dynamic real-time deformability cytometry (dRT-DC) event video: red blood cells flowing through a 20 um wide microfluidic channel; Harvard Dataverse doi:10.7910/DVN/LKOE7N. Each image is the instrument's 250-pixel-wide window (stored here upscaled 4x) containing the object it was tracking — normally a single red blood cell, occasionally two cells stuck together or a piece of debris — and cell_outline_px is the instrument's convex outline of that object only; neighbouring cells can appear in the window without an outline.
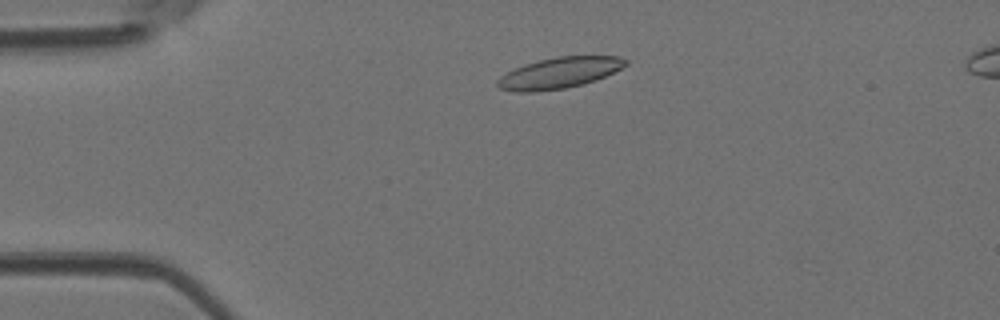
{"species": "Egyptian fruit bat (a non-hibernating species)", "species_latin": "Rousettus aegyptiacus", "temperature_condition": "room temperature", "stored_images_in_passage": 10, "camera_frame_rate_fps": 3000, "um_per_image_px": 0.085, "animal": {"sex": "female"}, "frame": {"image": 1, "passage_image": 7, "time_ms": 2.0, "image_size_px": [1000, 320], "cell_outline_px": [[628, 64], [596, 80], [584, 84], [564, 88], [536, 92], [512, 92], [500, 88], [496, 84], [496, 80], [500, 76], [524, 64], [556, 56], [620, 56], [628, 60]], "centroid_in_image_um": [47.52, 6.2], "position_along_channel_um": 37.5, "area_um2": 23.12}}